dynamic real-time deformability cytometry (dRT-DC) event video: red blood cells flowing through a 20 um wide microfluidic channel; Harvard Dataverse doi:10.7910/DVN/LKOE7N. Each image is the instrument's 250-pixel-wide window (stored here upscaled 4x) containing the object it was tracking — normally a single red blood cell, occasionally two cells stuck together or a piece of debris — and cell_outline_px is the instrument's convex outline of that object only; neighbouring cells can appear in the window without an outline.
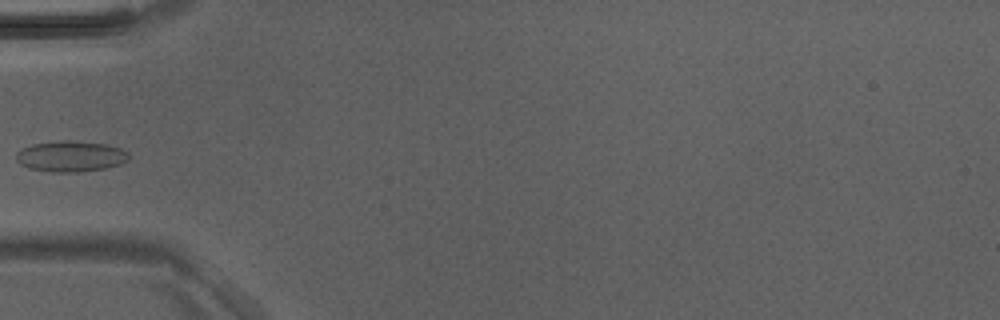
{"species": "Egyptian fruit bat (a non-hibernating species)", "species_latin": "Rousettus aegyptiacus", "temperature_condition": "room temperature", "stored_images_in_passage": 5, "camera_frame_rate_fps": 3000, "um_per_image_px": 0.085, "animal": {"sex": "male"}, "frame": {"image": 1, "passage_image": 5, "time_ms": 1.333, "image_size_px": [1000, 320], "cell_outline_px": [[128, 160], [120, 164], [104, 168], [76, 172], [52, 172], [28, 168], [20, 164], [16, 160], [16, 152], [32, 144], [60, 140], [68, 140], [108, 144], [120, 148], [128, 152]], "centroid_in_image_um": [5.99, 13.28], "position_along_channel_um": 79.0, "area_um2": 20.23}}